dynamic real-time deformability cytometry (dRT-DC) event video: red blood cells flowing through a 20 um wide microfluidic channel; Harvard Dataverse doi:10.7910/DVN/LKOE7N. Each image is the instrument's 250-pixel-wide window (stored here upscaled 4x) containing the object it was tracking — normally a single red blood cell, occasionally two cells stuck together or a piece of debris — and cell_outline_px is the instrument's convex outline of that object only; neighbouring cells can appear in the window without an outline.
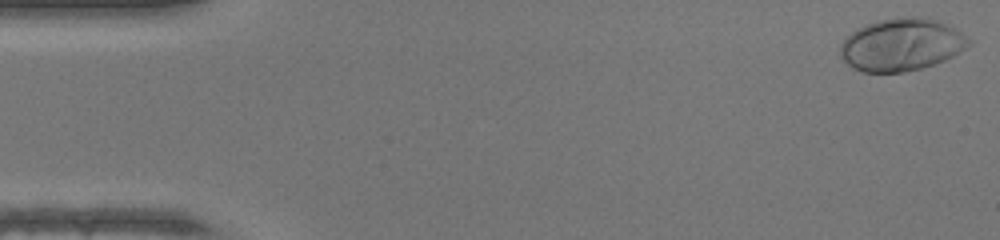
{"species": "human", "species_latin": "Homo sapiens", "temperature_condition": "warm", "stored_images_in_passage": 41, "camera_frame_rate_fps": 3000, "um_per_image_px": 0.085, "donor": {"sex": "female"}, "frame": {"image": 1, "passage_image": 1, "time_ms": 0.0, "image_size_px": [1000, 240], "cell_outline_px": [[972, 44], [952, 56], [936, 64], [904, 72], [860, 72], [852, 68], [840, 56], [840, 44], [852, 32], [868, 24], [880, 20], [912, 16], [924, 16], [936, 20], [956, 28], [972, 40]], "centroid_in_image_um": [76.65, 3.8], "position_along_channel_um": 8.3, "area_um2": 39.25}}
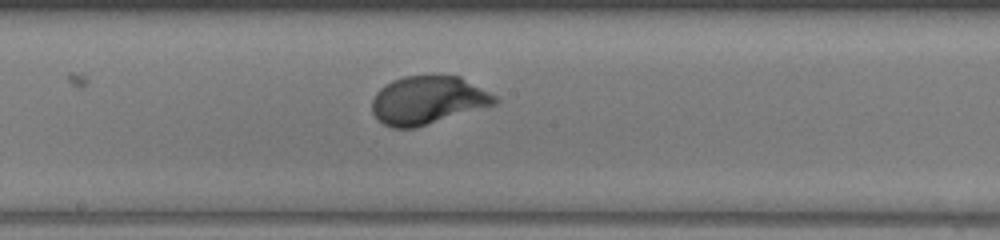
{"frame": {"image": 2, "passage_image": 25, "time_ms": 8.0, "image_size_px": [1000, 240], "cell_outline_px": [[500, 100], [496, 104], [416, 128], [392, 128], [384, 124], [372, 112], [372, 100], [376, 92], [380, 88], [392, 80], [404, 76], [460, 76], [496, 96]], "centroid_in_image_um": [36.36, 8.52], "position_along_channel_um": 211.8, "area_um2": 34.33}}
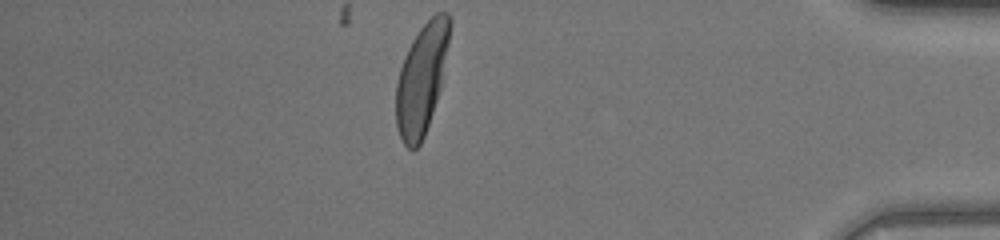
{"frame": {"image": 3, "passage_image": 41, "time_ms": 13.333, "image_size_px": [1000, 240], "cell_outline_px": [[452, 24], [440, 88], [424, 136], [420, 144], [412, 152], [404, 144], [400, 136], [396, 124], [396, 84], [400, 68], [404, 56], [412, 40], [420, 28], [436, 12], [448, 12], [452, 20]], "centroid_in_image_um": [35.84, 6.68], "position_along_channel_um": 399.4, "area_um2": 34.22}, "authors_computed_cell_mechanics": {"area_um2": 34.391, "velocity_mm_per_s": 4.3142, "shape_relaxation_time_tau1_ms": 2.2807, "shape_relaxation_time_tau2_ms": null, "deformation_change_tau1": 0.1872, "deformation_change_tau2": null}}